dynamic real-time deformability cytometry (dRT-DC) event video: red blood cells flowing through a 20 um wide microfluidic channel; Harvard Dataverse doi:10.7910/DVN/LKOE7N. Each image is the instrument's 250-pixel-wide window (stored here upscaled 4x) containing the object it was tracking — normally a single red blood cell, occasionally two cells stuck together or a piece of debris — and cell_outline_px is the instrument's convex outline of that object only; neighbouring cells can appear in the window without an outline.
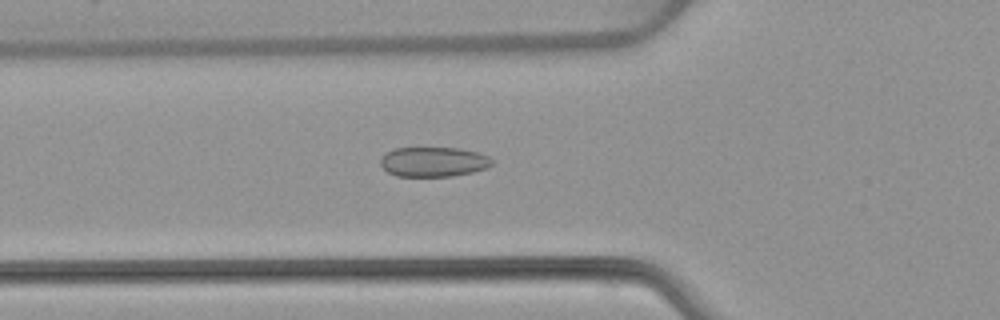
{"species": "common noctule bat (a hibernating species)", "species_latin": "Nyctalus noctula", "temperature_condition": "warm", "stored_images_in_passage": 53, "camera_frame_rate_fps": 3000, "um_per_image_px": 0.085, "animal": {"sex": "female", "body_mass_g": 22.7, "forearm_length_mm": 54.2}, "frame": {"image": 1, "passage_image": 19, "time_ms": 6.0, "image_size_px": [1000, 320], "cell_outline_px": [[492, 164], [484, 168], [472, 172], [452, 176], [396, 176], [388, 172], [380, 164], [380, 160], [388, 152], [396, 148], [460, 148], [476, 152], [488, 156], [492, 160]], "centroid_in_image_um": [36.84, 13.76], "position_along_channel_um": 89.0, "area_um2": 19.07}}
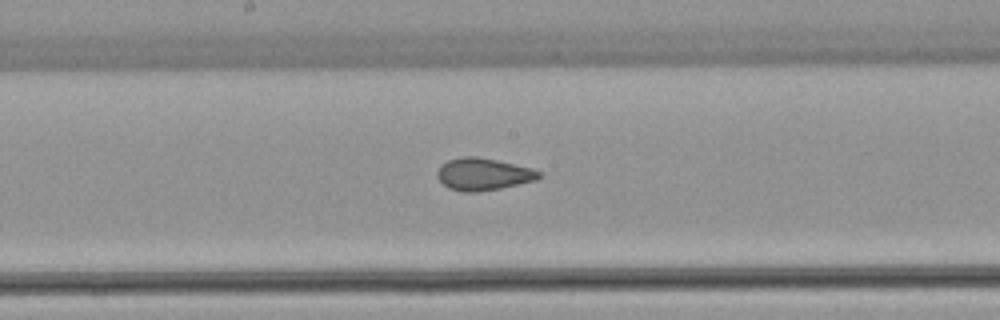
{"frame": {"image": 2, "passage_image": 28, "time_ms": 9.0, "image_size_px": [1000, 320], "cell_outline_px": [[540, 176], [536, 180], [500, 188], [476, 192], [464, 192], [448, 188], [436, 176], [436, 172], [448, 160], [460, 156], [476, 156], [496, 160], [532, 168], [540, 172]], "centroid_in_image_um": [41.06, 14.8], "position_along_channel_um": 207.1, "area_um2": 18.9}}
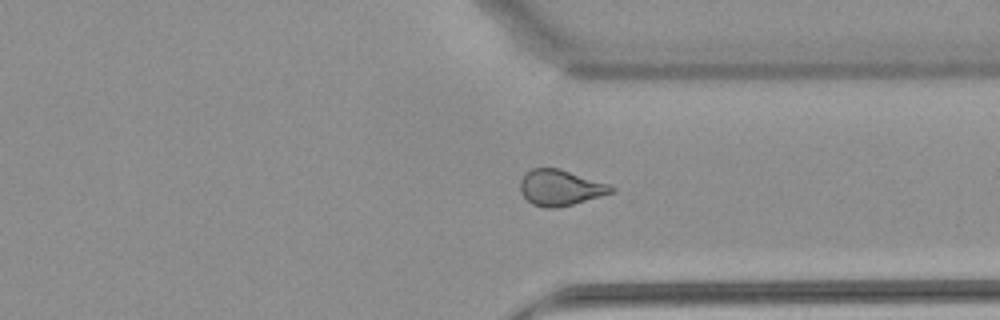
{"frame": {"image": 3, "passage_image": 40, "time_ms": 13.0, "image_size_px": [1000, 320], "cell_outline_px": [[616, 192], [572, 204], [556, 208], [544, 208], [532, 204], [520, 192], [520, 180], [532, 168], [560, 168], [608, 184], [616, 188]], "centroid_in_image_um": [47.64, 15.96], "position_along_channel_um": 363.8, "area_um2": 18.96}, "authors_computed_cell_mechanics": {"area_um2": 19.8832, "velocity_mm_per_s": 3.9177, "shape_relaxation_time_tau1_ms": null, "shape_relaxation_time_tau2_ms": 1.2606, "deformation_change_tau1": null, "deformation_change_tau2": 0.0611}}